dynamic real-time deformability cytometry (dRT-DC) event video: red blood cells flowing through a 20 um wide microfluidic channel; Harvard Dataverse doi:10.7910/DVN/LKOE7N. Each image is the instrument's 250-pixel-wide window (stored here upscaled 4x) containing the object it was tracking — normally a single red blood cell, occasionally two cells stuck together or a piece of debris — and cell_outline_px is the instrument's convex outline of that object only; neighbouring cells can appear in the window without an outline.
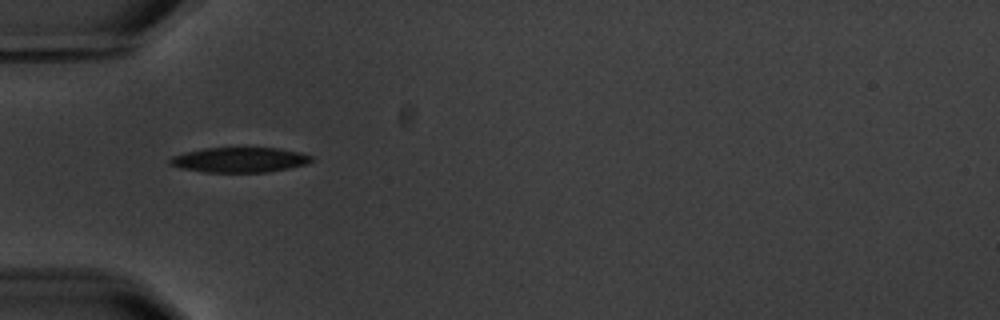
{"species": "common noctule bat (a hibernating species)", "species_latin": "Nyctalus noctula", "temperature_condition": "warm", "stored_images_in_passage": 1, "camera_frame_rate_fps": 3000, "um_per_image_px": 0.085, "animal": {"sex": "male", "body_mass_g": 20.1, "forearm_length_mm": 53.5}, "frame": {"image": 1, "passage_image": 1, "time_ms": 0.0, "image_size_px": [1000, 320], "cell_outline_px": [[312, 160], [308, 164], [268, 172], [204, 172], [180, 168], [168, 164], [168, 160], [172, 156], [184, 152], [204, 148], [280, 148], [300, 152], [312, 156]], "centroid_in_image_um": [20.34, 13.58], "position_along_channel_um": 64.7, "area_um2": 20.75}}